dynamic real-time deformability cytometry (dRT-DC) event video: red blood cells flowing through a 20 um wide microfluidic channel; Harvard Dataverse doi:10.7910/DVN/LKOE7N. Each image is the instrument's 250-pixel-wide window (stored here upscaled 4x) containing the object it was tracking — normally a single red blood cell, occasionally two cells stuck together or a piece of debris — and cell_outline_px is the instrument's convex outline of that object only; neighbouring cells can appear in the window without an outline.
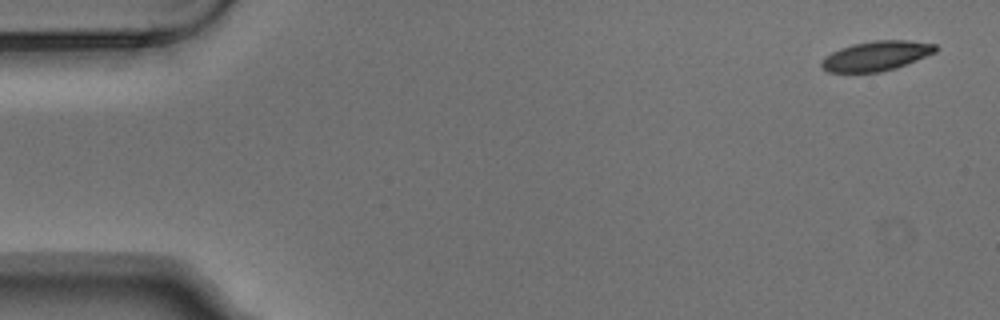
{"species": "Egyptian fruit bat (a non-hibernating species)", "species_latin": "Rousettus aegyptiacus", "temperature_condition": "warm", "stored_images_in_passage": 9, "camera_frame_rate_fps": 3000, "um_per_image_px": 0.085, "animal": {"sex": "male"}, "frame": {"image": 1, "passage_image": 1, "time_ms": 0.0, "image_size_px": [1000, 320], "cell_outline_px": [[940, 48], [936, 52], [896, 68], [880, 72], [828, 72], [820, 64], [824, 56], [840, 48], [852, 44], [876, 40], [908, 40], [936, 44]], "centroid_in_image_um": [74.5, 4.74], "position_along_channel_um": 10.5, "area_um2": 19.77}}
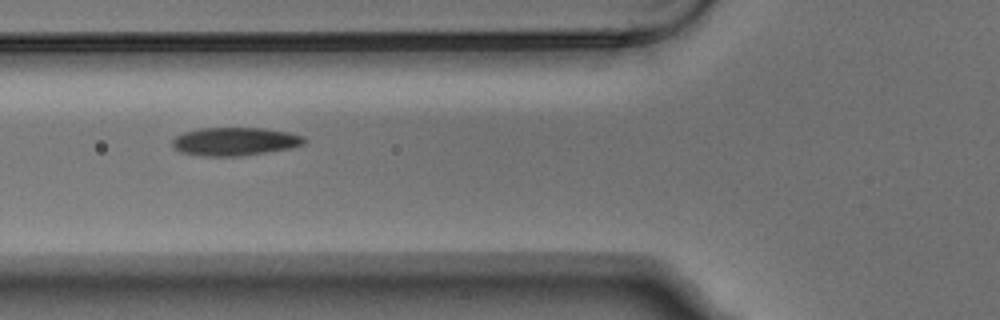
{"frame": {"image": 2, "passage_image": 6, "time_ms": 1.667, "image_size_px": [1000, 320], "cell_outline_px": [[308, 140], [304, 144], [292, 148], [240, 156], [200, 156], [180, 152], [172, 144], [172, 140], [176, 136], [184, 132], [200, 128], [264, 128], [288, 132], [304, 136]], "centroid_in_image_um": [19.99, 12.02], "position_along_channel_um": 105.8, "area_um2": 21.79}}
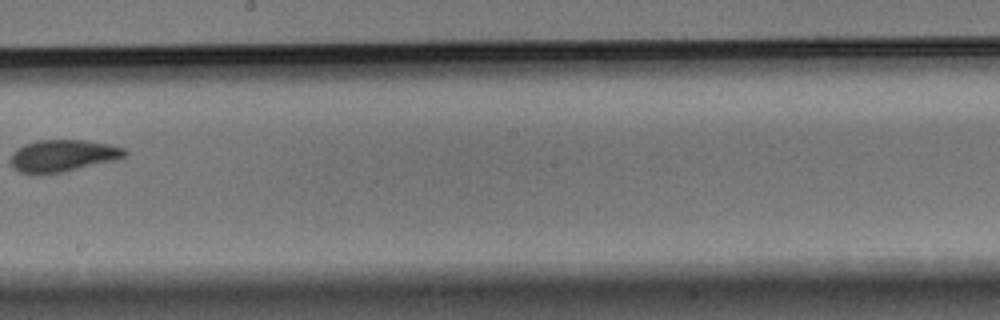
{"frame": {"image": 3, "passage_image": 9, "time_ms": 2.667, "image_size_px": [1000, 320], "cell_outline_px": [[128, 152], [124, 156], [116, 160], [64, 172], [36, 176], [20, 172], [12, 168], [12, 152], [24, 144], [40, 140], [84, 140], [108, 144], [124, 148]], "centroid_in_image_um": [5.32, 13.26], "position_along_channel_um": 242.9, "area_um2": 21.5}}